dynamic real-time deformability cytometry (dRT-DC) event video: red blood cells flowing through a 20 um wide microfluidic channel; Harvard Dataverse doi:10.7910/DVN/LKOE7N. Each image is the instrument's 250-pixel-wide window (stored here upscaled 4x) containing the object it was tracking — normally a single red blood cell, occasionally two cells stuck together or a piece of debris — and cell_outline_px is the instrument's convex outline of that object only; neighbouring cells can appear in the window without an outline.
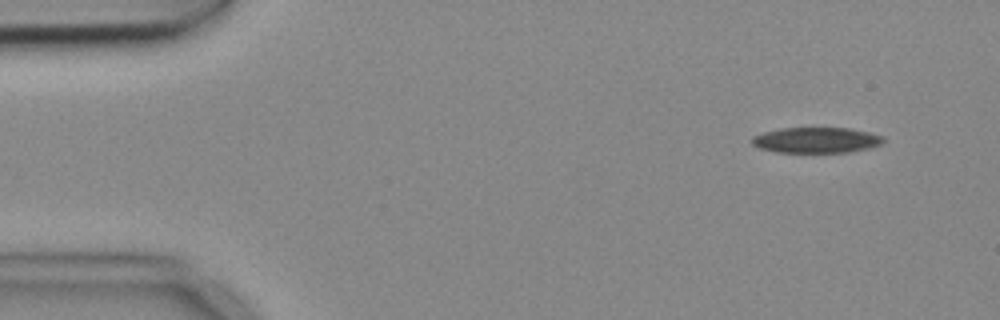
{"species": "common noctule bat (a hibernating species)", "species_latin": "Nyctalus noctula", "temperature_condition": "cold", "stored_images_in_passage": 4, "camera_frame_rate_fps": 3000, "um_per_image_px": 0.085, "animal": {"sex": "female", "body_mass_g": 18.4}, "frame": {"image": 1, "passage_image": 1, "time_ms": 0.0, "image_size_px": [1000, 320], "cell_outline_px": [[884, 140], [880, 144], [868, 148], [848, 152], [776, 152], [760, 148], [752, 144], [752, 136], [764, 132], [780, 128], [848, 128], [868, 132], [884, 136]], "centroid_in_image_um": [69.37, 11.9], "position_along_channel_um": 15.6, "area_um2": 19.48}}
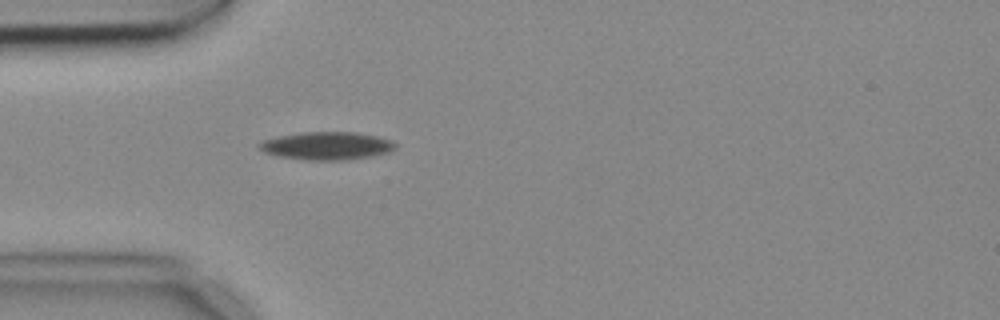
{"frame": {"image": 2, "passage_image": 4, "time_ms": 1.0, "image_size_px": [1000, 320], "cell_outline_px": [[396, 148], [388, 152], [372, 156], [344, 160], [304, 160], [280, 156], [264, 152], [256, 144], [264, 140], [280, 136], [300, 132], [356, 132], [376, 136], [392, 140], [396, 144]], "centroid_in_image_um": [27.79, 12.39], "position_along_channel_um": 57.2, "area_um2": 22.08}}